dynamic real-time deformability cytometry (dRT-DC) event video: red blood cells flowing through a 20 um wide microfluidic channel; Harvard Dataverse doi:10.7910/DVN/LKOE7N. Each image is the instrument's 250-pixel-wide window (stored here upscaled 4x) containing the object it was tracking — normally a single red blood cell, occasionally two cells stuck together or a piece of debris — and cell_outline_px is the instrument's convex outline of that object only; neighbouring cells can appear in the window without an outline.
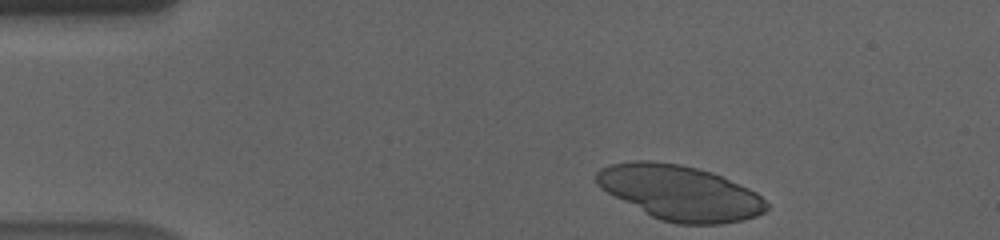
{"species": "human", "species_latin": "Homo sapiens", "temperature_condition": "cold", "stored_images_in_passage": 42, "camera_frame_rate_fps": 3000, "um_per_image_px": 0.085, "donor": {"sex": "male"}, "frame": {"image": 1, "passage_image": 1, "time_ms": 0.0, "image_size_px": [1000, 240], "cell_outline_px": [[768, 208], [764, 212], [756, 216], [744, 220], [720, 224], [676, 224], [660, 220], [652, 216], [600, 188], [596, 184], [596, 172], [600, 168], [608, 164], [632, 160], [652, 160], [680, 164], [712, 172], [748, 188], [756, 192], [768, 204]], "centroid_in_image_um": [57.78, 16.37], "position_along_channel_um": 27.2, "area_um2": 54.27}}